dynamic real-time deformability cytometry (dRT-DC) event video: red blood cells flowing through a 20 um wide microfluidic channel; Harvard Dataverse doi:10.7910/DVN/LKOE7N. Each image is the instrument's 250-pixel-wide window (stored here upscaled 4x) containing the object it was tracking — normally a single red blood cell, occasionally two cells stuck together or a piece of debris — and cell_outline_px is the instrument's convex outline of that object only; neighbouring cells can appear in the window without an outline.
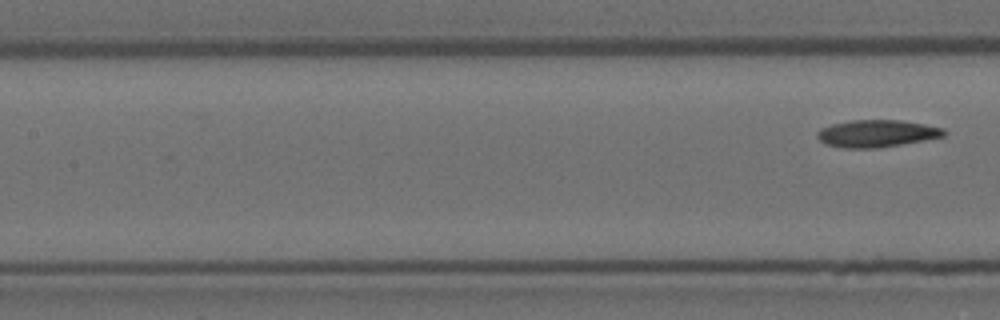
{"species": "Egyptian fruit bat (a non-hibernating species)", "species_latin": "Rousettus aegyptiacus", "temperature_condition": "room temperature", "stored_images_in_passage": 8, "segment_of_instrument_passage": [2, 2], "camera_frame_rate_fps": 3000, "um_per_image_px": 0.085, "animal": {"sex": "female"}, "frame": {"image": 1, "passage_image": 8, "time_ms": 2.333, "image_size_px": [1000, 320], "cell_outline_px": [[944, 136], [924, 140], [876, 148], [844, 148], [824, 144], [816, 136], [816, 132], [820, 128], [832, 124], [852, 120], [900, 120], [924, 124], [944, 128]], "centroid_in_image_um": [74.47, 11.34], "position_along_channel_um": 132.9, "area_um2": 20.0}}